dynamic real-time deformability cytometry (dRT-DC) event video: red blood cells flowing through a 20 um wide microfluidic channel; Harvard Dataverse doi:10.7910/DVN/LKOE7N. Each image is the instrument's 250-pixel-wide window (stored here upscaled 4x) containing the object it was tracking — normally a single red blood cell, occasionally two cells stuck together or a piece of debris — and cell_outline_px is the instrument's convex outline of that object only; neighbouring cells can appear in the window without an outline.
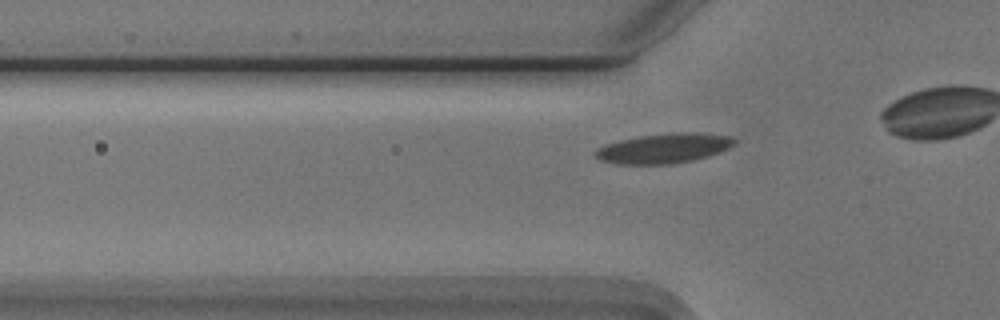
{"species": "Egyptian fruit bat (a non-hibernating species)", "species_latin": "Rousettus aegyptiacus", "temperature_condition": "cold", "stored_images_in_passage": 31, "camera_frame_rate_fps": 3000, "um_per_image_px": 0.085, "animal": {"sex": "male"}, "frame": {"image": 1, "passage_image": 5, "time_ms": 1.333, "image_size_px": [1000, 320], "cell_outline_px": [[736, 144], [720, 152], [708, 156], [692, 160], [672, 164], [616, 164], [600, 160], [592, 152], [596, 148], [604, 144], [620, 140], [640, 136], [676, 132], [692, 132], [732, 136], [736, 140]], "centroid_in_image_um": [56.41, 12.6], "position_along_channel_um": 69.4, "area_um2": 24.28}}
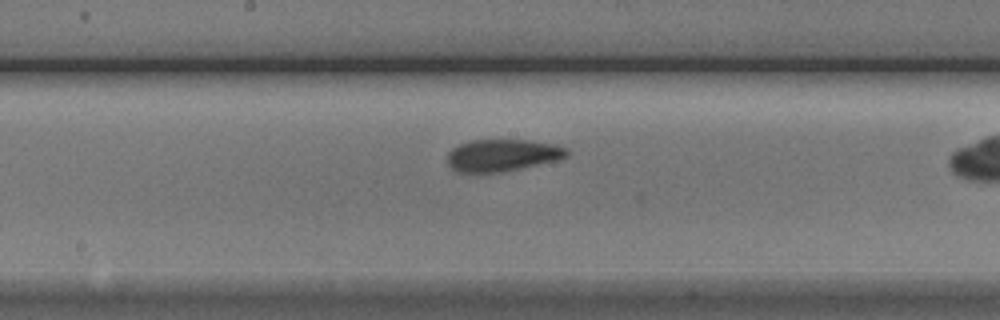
{"frame": {"image": 2, "passage_image": 16, "time_ms": 5.0, "image_size_px": [1000, 320], "cell_outline_px": [[568, 156], [560, 160], [500, 172], [456, 172], [448, 164], [448, 152], [452, 148], [460, 144], [472, 140], [528, 140], [556, 144], [568, 148]], "centroid_in_image_um": [42.74, 13.19], "position_along_channel_um": 205.5, "area_um2": 22.37}}
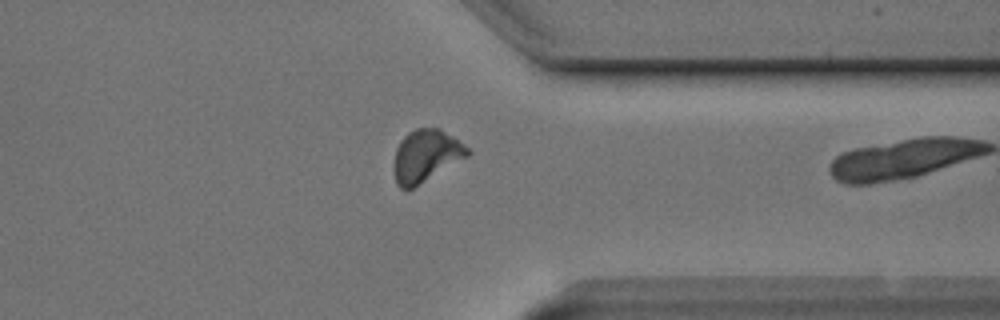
{"frame": {"image": 3, "passage_image": 30, "time_ms": 9.667, "image_size_px": [1000, 320], "cell_outline_px": [[472, 152], [468, 156], [412, 188], [400, 188], [396, 184], [392, 168], [392, 164], [396, 148], [400, 140], [408, 132], [416, 128], [440, 128], [468, 148]], "centroid_in_image_um": [36.15, 13.24], "position_along_channel_um": 375.3, "area_um2": 22.31}}